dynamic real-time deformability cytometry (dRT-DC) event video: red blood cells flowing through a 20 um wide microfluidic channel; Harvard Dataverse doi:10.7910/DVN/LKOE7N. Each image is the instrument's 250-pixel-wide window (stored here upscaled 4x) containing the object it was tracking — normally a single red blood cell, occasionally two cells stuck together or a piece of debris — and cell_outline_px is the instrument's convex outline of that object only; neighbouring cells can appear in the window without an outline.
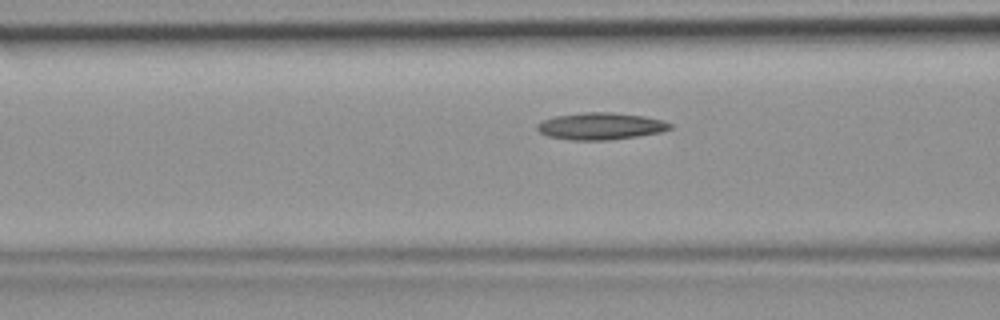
{"species": "common noctule bat (a hibernating species)", "species_latin": "Nyctalus noctula", "temperature_condition": "room temperature", "stored_images_in_passage": 42, "camera_frame_rate_fps": 3000, "um_per_image_px": 0.085, "animal": {"sex": "female", "body_mass_g": 19.9}, "frame": {"image": 1, "passage_image": 17, "time_ms": 5.333, "image_size_px": [1000, 320], "cell_outline_px": [[672, 128], [660, 132], [636, 136], [608, 140], [568, 140], [548, 136], [540, 132], [536, 128], [536, 124], [552, 116], [584, 112], [612, 112], [644, 116], [664, 120], [672, 124]], "centroid_in_image_um": [51.03, 10.71], "position_along_channel_um": 115.6, "area_um2": 20.98}}
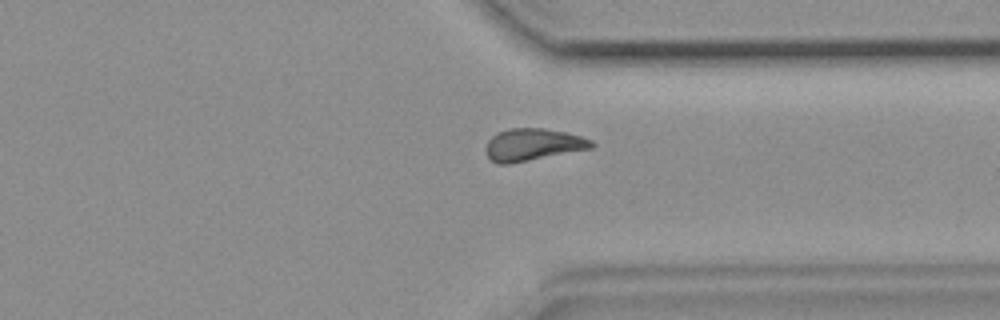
{"frame": {"image": 2, "passage_image": 34, "time_ms": 11.0, "image_size_px": [1000, 320], "cell_outline_px": [[596, 144], [592, 148], [508, 164], [496, 164], [488, 156], [484, 148], [488, 140], [496, 132], [508, 128], [544, 128], [564, 132], [580, 136], [592, 140]], "centroid_in_image_um": [45.26, 12.28], "position_along_channel_um": 366.1, "area_um2": 19.83}}
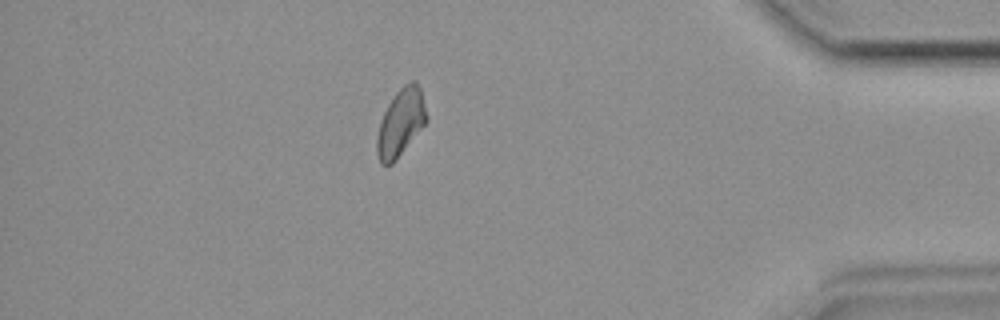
{"frame": {"image": 3, "passage_image": 39, "time_ms": 12.667, "image_size_px": [1000, 320], "cell_outline_px": [[428, 120], [396, 160], [392, 164], [380, 164], [376, 152], [376, 136], [380, 120], [388, 104], [396, 92], [404, 84], [412, 80], [416, 80], [420, 88], [428, 116]], "centroid_in_image_um": [34.05, 10.41], "position_along_channel_um": 401.1, "area_um2": 19.54}}